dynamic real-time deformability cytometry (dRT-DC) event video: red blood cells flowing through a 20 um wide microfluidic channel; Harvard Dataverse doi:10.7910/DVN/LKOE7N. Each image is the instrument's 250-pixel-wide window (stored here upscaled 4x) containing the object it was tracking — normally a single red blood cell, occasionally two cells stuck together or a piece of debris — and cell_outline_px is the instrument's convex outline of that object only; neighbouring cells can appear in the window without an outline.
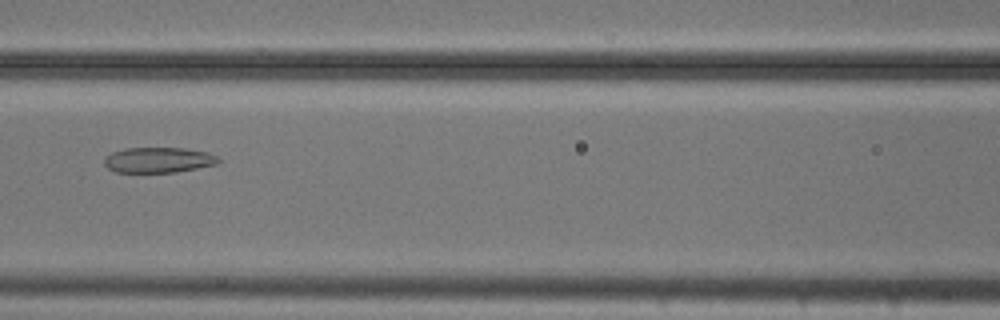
{"species": "common noctule bat (a hibernating species)", "species_latin": "Nyctalus noctula", "temperature_condition": "cold", "stored_images_in_passage": 54, "camera_frame_rate_fps": 3000, "um_per_image_px": 0.085, "animal": {"sex": "male", "body_mass_g": 20.5, "forearm_length_mm": 52.5}, "frame": {"image": 1, "passage_image": 24, "time_ms": 7.667, "image_size_px": [1000, 320], "cell_outline_px": [[220, 160], [216, 164], [176, 172], [116, 172], [108, 168], [104, 164], [104, 156], [112, 152], [124, 148], [184, 148], [208, 152], [216, 156]], "centroid_in_image_um": [13.43, 13.59], "position_along_channel_um": 153.2, "area_um2": 16.88}}
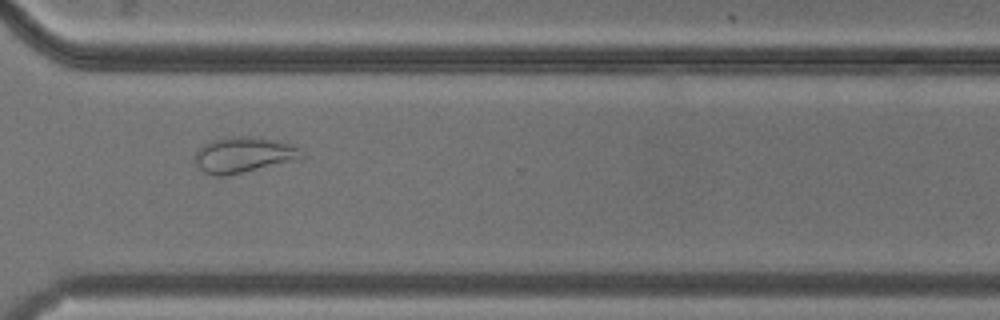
{"frame": {"image": 2, "passage_image": 40, "time_ms": 13.0, "image_size_px": [1000, 320], "cell_outline_px": [[304, 160], [228, 176], [216, 176], [204, 172], [196, 164], [196, 152], [204, 144], [212, 140], [224, 136], [256, 136], [276, 140], [288, 144], [296, 148], [304, 156]], "centroid_in_image_um": [20.75, 13.18], "position_along_channel_um": 349.8, "area_um2": 22.66}}
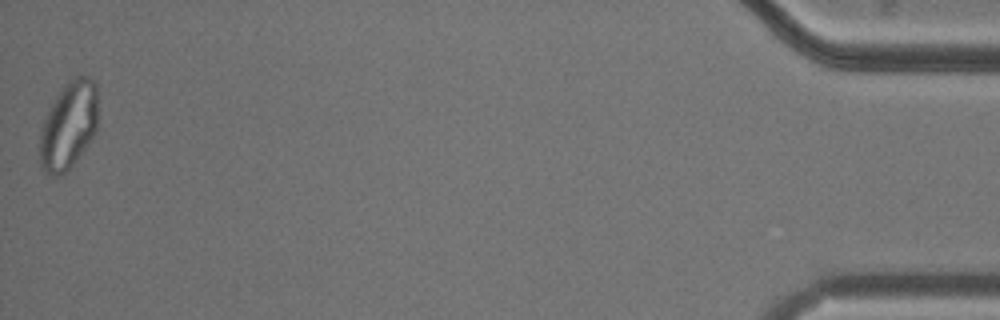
{"frame": {"image": 3, "passage_image": 54, "time_ms": 17.667, "image_size_px": [1000, 320], "cell_outline_px": [[96, 132], [72, 164], [60, 176], [52, 176], [44, 172], [40, 164], [40, 128], [48, 108], [64, 84], [72, 76], [92, 76], [96, 84]], "centroid_in_image_um": [5.8, 10.62], "position_along_channel_um": 429.4, "area_um2": 29.65}, "authors_computed_cell_mechanics": {"area_um2": 25.2586, "velocity_mm_per_s": 3.7034, "shape_relaxation_time_tau1_ms": null, "shape_relaxation_time_tau2_ms": 2.5087, "deformation_change_tau1": null, "deformation_change_tau2": 0.0644}}